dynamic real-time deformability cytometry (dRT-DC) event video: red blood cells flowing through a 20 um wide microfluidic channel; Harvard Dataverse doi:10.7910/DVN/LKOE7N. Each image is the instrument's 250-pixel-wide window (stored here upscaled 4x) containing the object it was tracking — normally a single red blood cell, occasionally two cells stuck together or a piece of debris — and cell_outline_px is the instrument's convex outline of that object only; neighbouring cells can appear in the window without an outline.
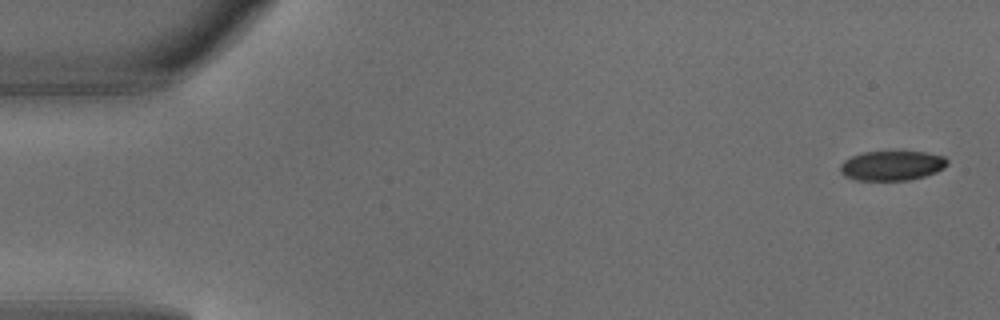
{"species": "common noctule bat (a hibernating species)", "species_latin": "Nyctalus noctula", "temperature_condition": "warm", "stored_images_in_passage": 5, "camera_frame_rate_fps": 3000, "um_per_image_px": 0.085, "animal": {"sex": "male", "body_mass_g": 18.8}, "frame": {"image": 1, "passage_image": 1, "time_ms": 0.0, "image_size_px": [1000, 320], "cell_outline_px": [[948, 164], [944, 168], [936, 172], [924, 176], [908, 180], [856, 180], [844, 176], [840, 172], [840, 164], [844, 160], [852, 156], [864, 152], [928, 152], [944, 156], [948, 160]], "centroid_in_image_um": [75.82, 14.08], "position_along_channel_um": 9.2, "area_um2": 18.55}}
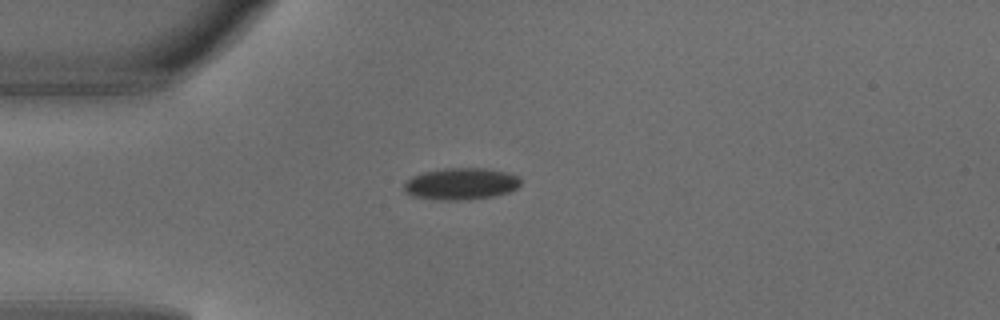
{"frame": {"image": 2, "passage_image": 4, "time_ms": 1.0, "image_size_px": [1000, 320], "cell_outline_px": [[520, 184], [516, 188], [508, 192], [492, 196], [468, 200], [436, 200], [412, 196], [404, 192], [404, 180], [412, 176], [424, 172], [444, 168], [484, 168], [504, 172], [516, 176], [520, 180]], "centroid_in_image_um": [39.11, 15.63], "position_along_channel_um": 45.9, "area_um2": 21.62}}